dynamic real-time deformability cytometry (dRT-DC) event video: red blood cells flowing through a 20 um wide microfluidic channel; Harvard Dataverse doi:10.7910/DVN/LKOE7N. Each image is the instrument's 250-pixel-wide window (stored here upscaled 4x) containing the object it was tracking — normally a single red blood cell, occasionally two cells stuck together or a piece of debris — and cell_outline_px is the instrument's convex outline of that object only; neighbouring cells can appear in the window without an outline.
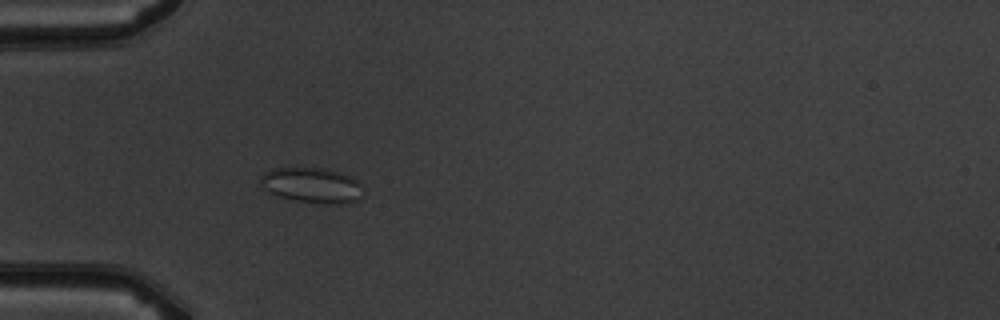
{"species": "common noctule bat (a hibernating species)", "species_latin": "Nyctalus noctula", "temperature_condition": "warm", "stored_images_in_passage": 4, "camera_frame_rate_fps": 3000, "um_per_image_px": 0.085, "animal": {"sex": "male", "body_mass_g": 19.5, "forearm_length_mm": 54.6}, "frame": {"image": 1, "passage_image": 4, "time_ms": 3.333, "image_size_px": [1000, 320], "cell_outline_px": [[360, 196], [356, 200], [336, 204], [324, 204], [296, 200], [276, 196], [268, 192], [260, 184], [260, 176], [264, 172], [272, 168], [328, 168], [340, 172], [356, 180], [360, 184]], "centroid_in_image_um": [26.44, 15.73], "position_along_channel_um": 58.6, "area_um2": 20.98}}